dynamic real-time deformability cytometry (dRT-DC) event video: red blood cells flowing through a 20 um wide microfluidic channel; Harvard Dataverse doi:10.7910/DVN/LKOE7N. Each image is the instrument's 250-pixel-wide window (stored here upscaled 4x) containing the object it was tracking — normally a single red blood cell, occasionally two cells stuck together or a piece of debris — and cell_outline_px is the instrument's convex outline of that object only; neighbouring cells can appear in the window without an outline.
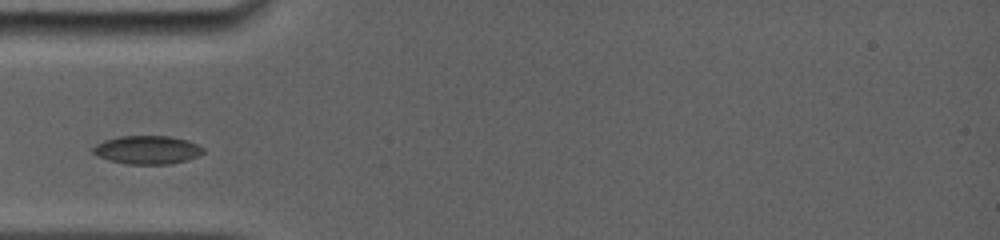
{"species": "common noctule bat (a hibernating species)", "species_latin": "Nyctalus noctula", "temperature_condition": "room temperature", "stored_images_in_passage": 7, "camera_frame_rate_fps": 5000, "um_per_image_px": 0.085, "animal": {"sex": "female", "body_mass_g": 19.0, "forearm_length_mm": 56.7}, "frame": {"image": 1, "passage_image": 2, "time_ms": 1.2, "image_size_px": [1000, 240], "cell_outline_px": [[204, 152], [188, 160], [168, 164], [124, 164], [108, 160], [92, 152], [92, 148], [96, 144], [104, 140], [120, 136], [172, 136], [188, 140], [204, 148]], "centroid_in_image_um": [12.52, 12.73], "position_along_channel_um": 72.5, "area_um2": 18.26}}
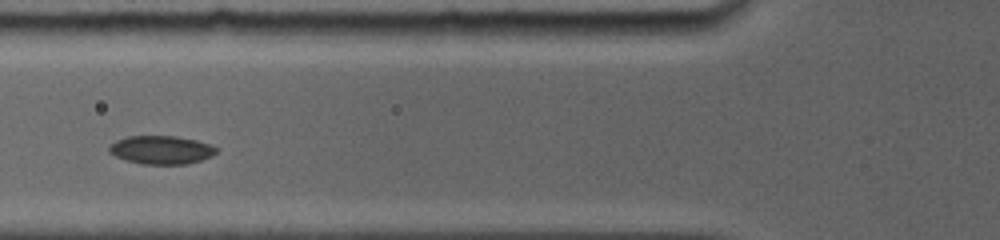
{"frame": {"image": 2, "passage_image": 3, "time_ms": 2.2, "image_size_px": [1000, 240], "cell_outline_px": [[216, 152], [212, 156], [188, 164], [140, 164], [116, 156], [108, 152], [108, 144], [116, 140], [128, 136], [176, 136], [196, 140], [212, 144], [216, 148]], "centroid_in_image_um": [13.69, 12.73], "position_along_channel_um": 112.1, "area_um2": 17.8}}
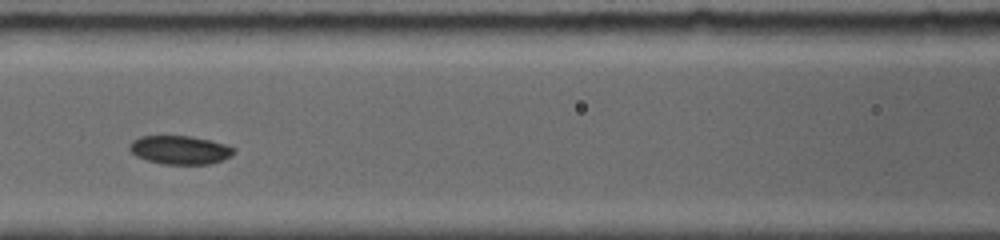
{"frame": {"image": 3, "passage_image": 5, "time_ms": 3.2, "image_size_px": [1000, 240], "cell_outline_px": [[236, 152], [232, 156], [224, 160], [208, 164], [160, 164], [136, 156], [128, 148], [128, 144], [132, 140], [140, 136], [192, 136], [212, 140], [236, 148]], "centroid_in_image_um": [15.32, 12.74], "position_along_channel_um": 151.3, "area_um2": 17.63}}